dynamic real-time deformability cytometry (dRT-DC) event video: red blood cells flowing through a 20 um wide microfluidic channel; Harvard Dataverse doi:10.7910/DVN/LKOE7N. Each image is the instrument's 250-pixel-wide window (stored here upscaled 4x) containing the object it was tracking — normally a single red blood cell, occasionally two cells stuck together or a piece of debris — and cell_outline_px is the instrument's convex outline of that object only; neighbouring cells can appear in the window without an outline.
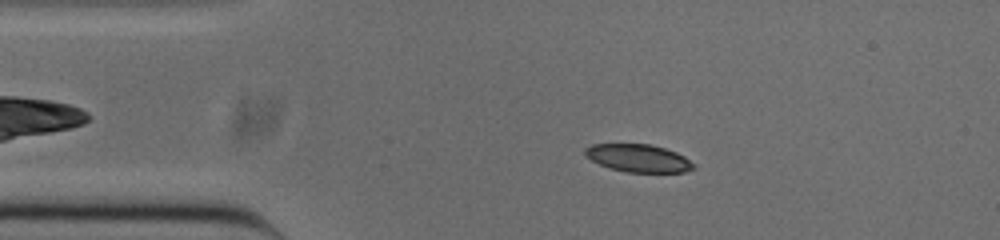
{"species": "common noctule bat (a hibernating species)", "species_latin": "Nyctalus noctula", "temperature_condition": "cold", "stored_images_in_passage": 41, "camera_frame_rate_fps": 3000, "um_per_image_px": 0.085, "animal": {"sex": "male", "body_mass_g": 20.0, "forearm_length_mm": 53.3}, "frame": {"image": 1, "passage_image": 9, "time_ms": 2.667, "image_size_px": [1000, 240], "cell_outline_px": [[696, 168], [684, 172], [628, 172], [612, 168], [600, 164], [592, 160], [584, 152], [584, 148], [592, 144], [648, 144], [664, 148], [676, 152], [684, 156], [696, 164]], "centroid_in_image_um": [54.31, 13.44], "position_along_channel_um": 30.7, "area_um2": 17.4}}
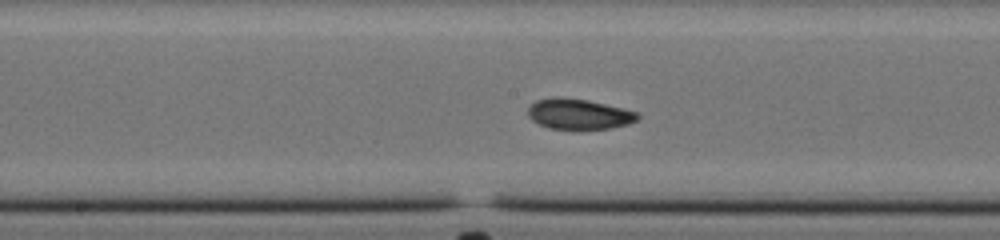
{"frame": {"image": 2, "passage_image": 25, "time_ms": 8.0, "image_size_px": [1000, 240], "cell_outline_px": [[640, 116], [636, 120], [628, 124], [612, 128], [548, 128], [532, 120], [528, 116], [528, 108], [536, 100], [556, 96], [588, 100], [624, 108], [640, 112]], "centroid_in_image_um": [49.22, 9.67], "position_along_channel_um": 199.0, "area_um2": 19.36}}
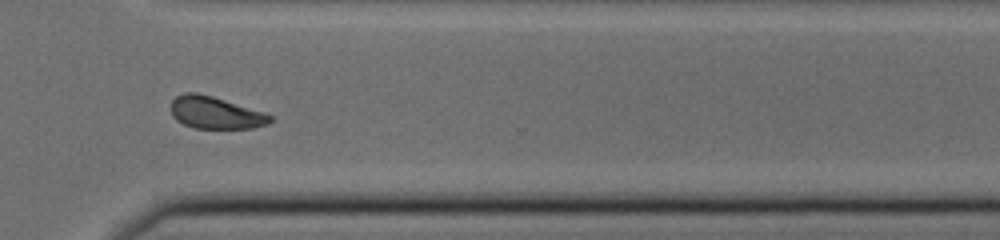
{"frame": {"image": 3, "passage_image": 37, "time_ms": 12.0, "image_size_px": [1000, 240], "cell_outline_px": [[272, 120], [268, 124], [252, 128], [196, 128], [184, 124], [176, 120], [172, 116], [172, 100], [176, 96], [184, 92], [196, 92], [212, 96], [264, 112], [272, 116]], "centroid_in_image_um": [18.3, 9.58], "position_along_channel_um": 352.3, "area_um2": 18.5}, "authors_computed_cell_mechanics": {"area_um2": 18.9584, "velocity_mm_per_s": 3.8364, "shape_relaxation_time_tau1_ms": 5.7558, "shape_relaxation_time_tau2_ms": 4.1694, "deformation_change_tau1": 0.1234, "deformation_change_tau2": 0.0849}}